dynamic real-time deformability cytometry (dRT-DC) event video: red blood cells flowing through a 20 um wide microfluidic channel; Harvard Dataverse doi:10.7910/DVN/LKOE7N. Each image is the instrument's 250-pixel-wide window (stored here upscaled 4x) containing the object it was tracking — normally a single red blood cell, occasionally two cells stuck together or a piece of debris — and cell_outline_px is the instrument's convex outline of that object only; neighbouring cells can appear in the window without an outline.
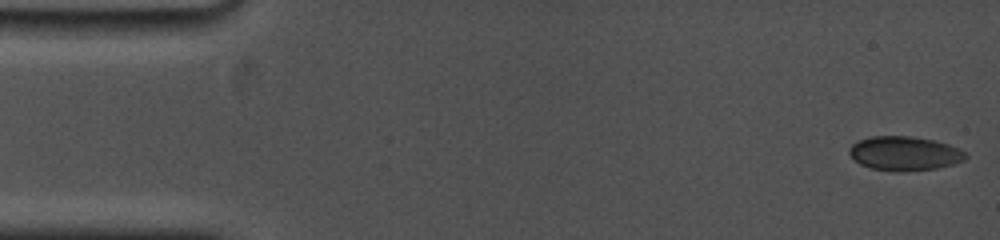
{"species": "common noctule bat (a hibernating species)", "species_latin": "Nyctalus noctula", "temperature_condition": "cold", "stored_images_in_passage": 7, "camera_frame_rate_fps": 5000, "um_per_image_px": 0.085, "animal": {"sex": "female", "body_mass_g": 19.0, "forearm_length_mm": 53.3}, "frame": {"image": 1, "passage_image": 1, "time_ms": 0.0, "image_size_px": [1000, 240], "cell_outline_px": [[968, 156], [964, 160], [952, 164], [936, 168], [900, 172], [896, 172], [872, 168], [860, 164], [848, 152], [848, 148], [856, 140], [872, 136], [908, 136], [932, 140], [948, 144], [964, 152]], "centroid_in_image_um": [76.84, 13.04], "position_along_channel_um": 8.2, "area_um2": 23.0}}
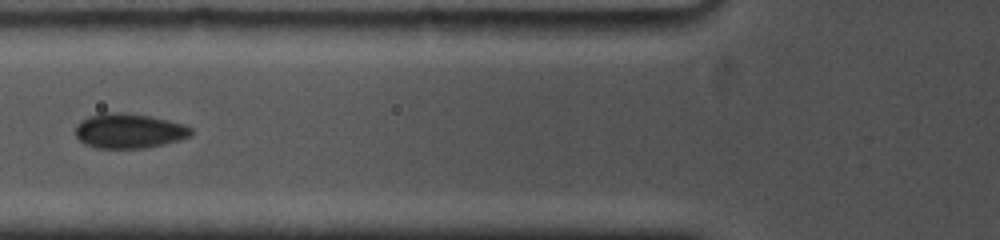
{"frame": {"image": 2, "passage_image": 6, "time_ms": 6.2, "image_size_px": [1000, 240], "cell_outline_px": [[192, 136], [180, 140], [164, 144], [144, 148], [96, 148], [84, 144], [76, 136], [76, 124], [80, 120], [88, 116], [104, 112], [120, 112], [148, 116], [168, 120], [184, 124], [192, 128]], "centroid_in_image_um": [10.96, 11.12], "position_along_channel_um": 114.8, "area_um2": 23.58}}
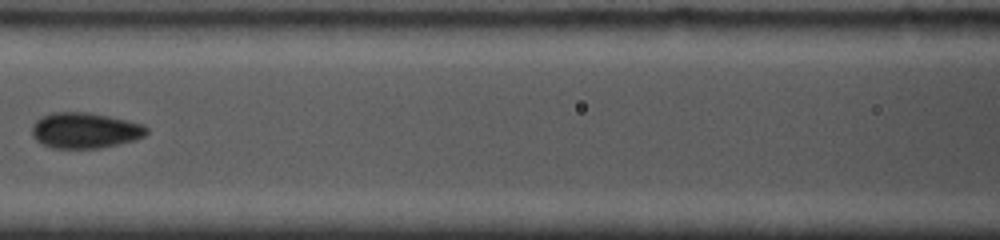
{"frame": {"image": 3, "passage_image": 7, "time_ms": 7.4, "image_size_px": [1000, 240], "cell_outline_px": [[148, 132], [144, 136], [132, 140], [100, 148], [52, 148], [36, 140], [32, 136], [32, 124], [40, 116], [52, 112], [88, 112], [128, 120], [144, 124], [148, 128]], "centroid_in_image_um": [7.2, 11.07], "position_along_channel_um": 159.4, "area_um2": 23.87}}